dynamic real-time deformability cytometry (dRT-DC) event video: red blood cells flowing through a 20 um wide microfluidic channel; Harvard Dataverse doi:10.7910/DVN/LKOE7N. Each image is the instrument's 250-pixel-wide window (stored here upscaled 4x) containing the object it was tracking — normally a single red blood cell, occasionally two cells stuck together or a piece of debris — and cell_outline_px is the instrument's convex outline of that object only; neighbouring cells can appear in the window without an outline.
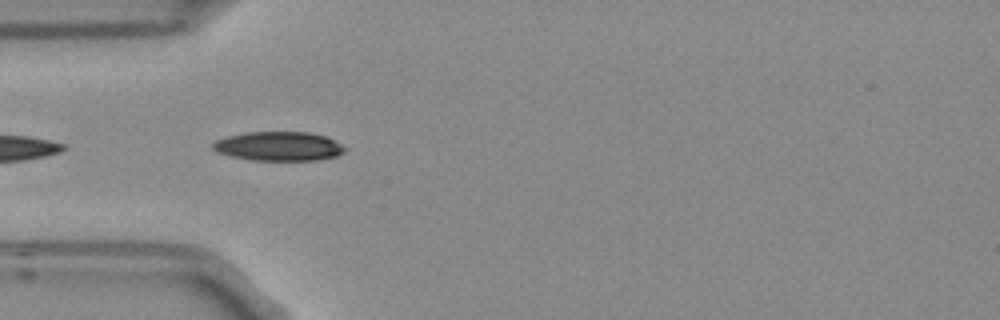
{"species": "Egyptian fruit bat (a non-hibernating species)", "species_latin": "Rousettus aegyptiacus", "temperature_condition": "room temperature", "stored_images_in_passage": 5, "camera_frame_rate_fps": 3000, "um_per_image_px": 0.085, "frame": {"image": 1, "passage_image": 5, "time_ms": 1.333, "image_size_px": [1000, 320], "cell_outline_px": [[348, 148], [344, 152], [336, 156], [316, 160], [252, 160], [232, 156], [216, 152], [212, 148], [212, 144], [216, 140], [228, 136], [244, 132], [308, 132], [328, 136]], "centroid_in_image_um": [23.72, 12.42], "position_along_channel_um": 61.3, "area_um2": 22.54}}